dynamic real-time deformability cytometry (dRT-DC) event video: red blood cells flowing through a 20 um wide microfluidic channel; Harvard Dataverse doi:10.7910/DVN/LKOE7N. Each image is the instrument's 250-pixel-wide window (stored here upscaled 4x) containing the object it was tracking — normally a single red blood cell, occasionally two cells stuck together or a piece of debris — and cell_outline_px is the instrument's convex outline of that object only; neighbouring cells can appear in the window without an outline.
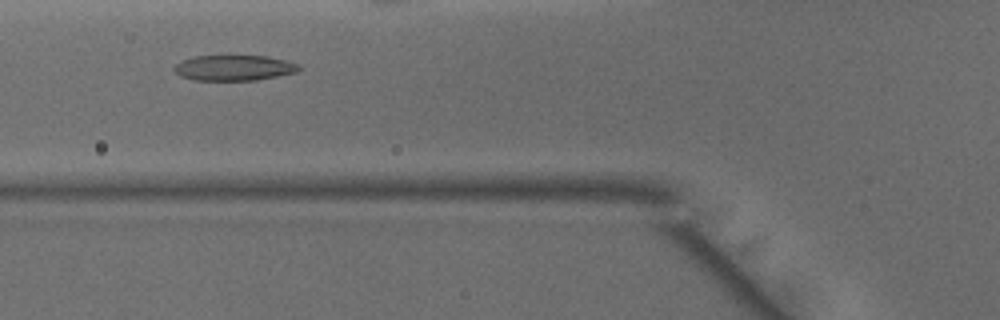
{"species": "common noctule bat (a hibernating species)", "species_latin": "Nyctalus noctula", "temperature_condition": "warm", "stored_images_in_passage": 40, "camera_frame_rate_fps": 3000, "um_per_image_px": 0.085, "animal": {"sex": "male", "body_mass_g": 15.6}, "frame": {"image": 1, "passage_image": 9, "time_ms": 2.667, "image_size_px": [1000, 320], "cell_outline_px": [[300, 68], [296, 72], [256, 80], [192, 80], [180, 76], [172, 68], [180, 60], [196, 56], [268, 56], [284, 60], [296, 64]], "centroid_in_image_um": [19.82, 5.77], "position_along_channel_um": 106.0, "area_um2": 18.38}}
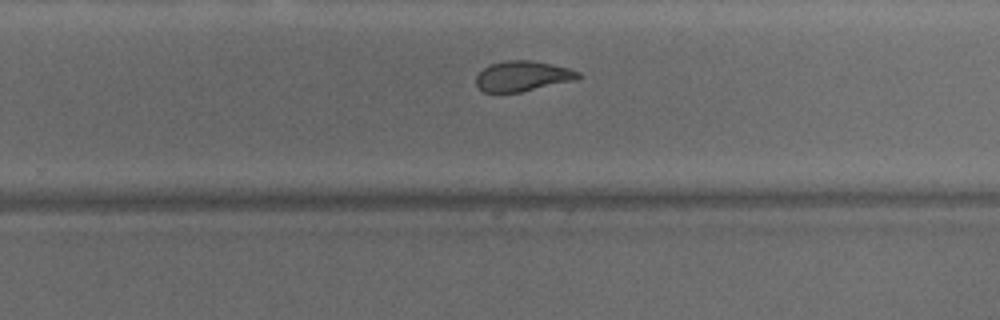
{"frame": {"image": 2, "passage_image": 22, "time_ms": 7.0, "image_size_px": [1000, 320], "cell_outline_px": [[580, 76], [576, 80], [520, 92], [484, 92], [476, 84], [476, 76], [484, 68], [492, 64], [508, 60], [532, 60], [552, 64], [568, 68], [580, 72]], "centroid_in_image_um": [44.44, 6.47], "position_along_channel_um": 285.4, "area_um2": 17.86}}
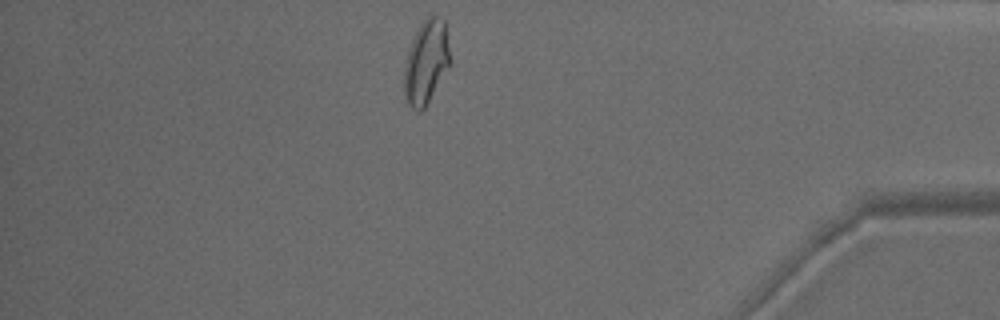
{"frame": {"image": 3, "passage_image": 33, "time_ms": 10.667, "image_size_px": [1000, 320], "cell_outline_px": [[448, 68], [424, 108], [420, 112], [416, 112], [408, 104], [404, 96], [404, 60], [408, 48], [416, 28], [432, 12], [444, 20], [448, 48]], "centroid_in_image_um": [36.16, 5.25], "position_along_channel_um": 399.0, "area_um2": 22.37}, "authors_computed_cell_mechanics": {"area_um2": 19.652, "velocity_mm_per_s": 4.1424, "shape_relaxation_time_tau1_ms": 9.0186, "shape_relaxation_time_tau2_ms": 2.0061, "deformation_change_tau1": 0.2388, "deformation_change_tau2": 0.0882}}